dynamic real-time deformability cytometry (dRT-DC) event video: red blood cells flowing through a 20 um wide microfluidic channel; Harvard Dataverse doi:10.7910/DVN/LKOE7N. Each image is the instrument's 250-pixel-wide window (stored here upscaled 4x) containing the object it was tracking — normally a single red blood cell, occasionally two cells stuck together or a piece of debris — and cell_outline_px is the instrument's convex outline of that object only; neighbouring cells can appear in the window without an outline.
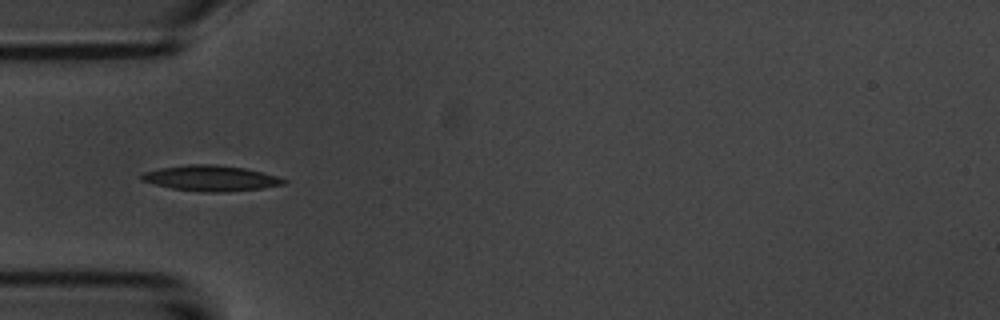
{"species": "common noctule bat (a hibernating species)", "species_latin": "Nyctalus noctula", "temperature_condition": "room temperature", "stored_images_in_passage": 5, "camera_frame_rate_fps": 3000, "um_per_image_px": 0.085, "animal": {"sex": "male", "body_mass_g": 20.1, "forearm_length_mm": 53.5}, "frame": {"image": 1, "passage_image": 4, "time_ms": 4.333, "image_size_px": [1000, 320], "cell_outline_px": [[288, 180], [284, 184], [260, 188], [224, 192], [204, 192], [172, 188], [152, 184], [140, 180], [140, 176], [144, 172], [160, 168], [188, 164], [216, 164], [244, 168], [276, 176]], "centroid_in_image_um": [17.87, 15.14], "position_along_channel_um": 67.1, "area_um2": 21.04}}